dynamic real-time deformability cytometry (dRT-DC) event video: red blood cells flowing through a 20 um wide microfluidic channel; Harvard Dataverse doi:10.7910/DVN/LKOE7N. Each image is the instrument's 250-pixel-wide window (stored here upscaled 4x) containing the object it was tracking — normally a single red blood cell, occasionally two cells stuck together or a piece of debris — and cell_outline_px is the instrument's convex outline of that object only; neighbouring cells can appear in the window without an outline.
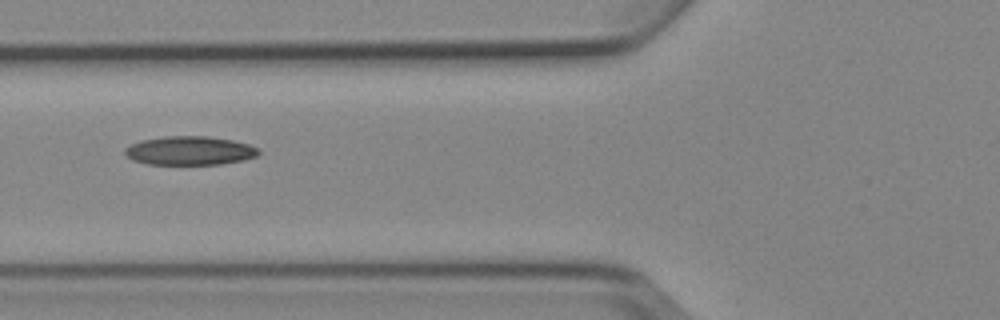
{"species": "Egyptian fruit bat (a non-hibernating species)", "species_latin": "Rousettus aegyptiacus", "temperature_condition": "cold", "stored_images_in_passage": 8, "camera_frame_rate_fps": 3000, "um_per_image_px": 0.085, "animal": {"sex": "female"}, "frame": {"image": 1, "passage_image": 6, "time_ms": 6.667, "image_size_px": [1000, 320], "cell_outline_px": [[260, 152], [256, 156], [244, 160], [220, 164], [148, 164], [132, 160], [124, 156], [124, 148], [140, 140], [164, 136], [208, 136], [232, 140], [248, 144], [260, 148]], "centroid_in_image_um": [16.11, 12.8], "position_along_channel_um": 109.7, "area_um2": 22.6}}
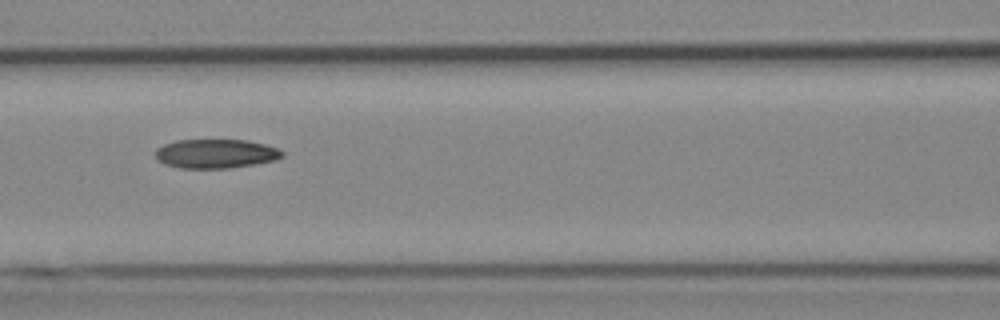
{"frame": {"image": 2, "passage_image": 7, "time_ms": 7.667, "image_size_px": [1000, 320], "cell_outline_px": [[284, 156], [276, 160], [256, 164], [228, 168], [180, 168], [164, 164], [156, 156], [156, 148], [164, 144], [176, 140], [248, 140], [280, 148], [284, 152]], "centroid_in_image_um": [18.38, 13.06], "position_along_channel_um": 148.2, "area_um2": 21.62}}
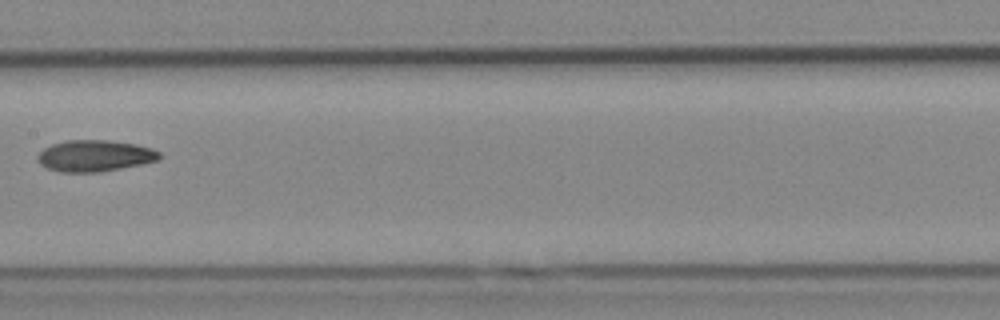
{"frame": {"image": 3, "passage_image": 8, "time_ms": 9.0, "image_size_px": [1000, 320], "cell_outline_px": [[160, 160], [100, 172], [60, 172], [48, 168], [40, 164], [36, 160], [36, 156], [44, 148], [52, 144], [68, 140], [108, 140], [136, 144], [152, 148], [160, 152]], "centroid_in_image_um": [8.04, 13.24], "position_along_channel_um": 199.4, "area_um2": 22.31}}